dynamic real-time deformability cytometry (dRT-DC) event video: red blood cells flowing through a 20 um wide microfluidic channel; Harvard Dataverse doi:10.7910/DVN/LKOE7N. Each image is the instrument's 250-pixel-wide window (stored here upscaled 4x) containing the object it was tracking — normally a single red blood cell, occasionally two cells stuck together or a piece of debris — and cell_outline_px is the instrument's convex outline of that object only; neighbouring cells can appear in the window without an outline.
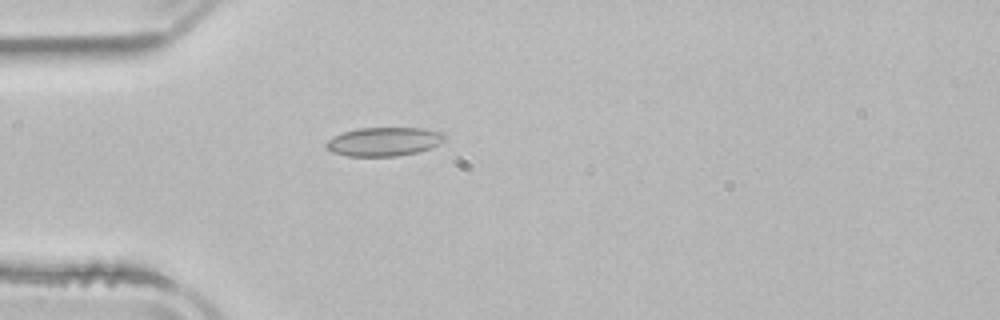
{"species": "common noctule bat (a hibernating species)", "species_latin": "Nyctalus noctula", "temperature_condition": "room temperature", "stored_images_in_passage": 4, "camera_frame_rate_fps": 3000, "um_per_image_px": 0.085, "animal": {"sex": "male", "body_mass_g": 21.5, "forearm_length_mm": 52.0}, "frame": {"image": 1, "passage_image": 4, "time_ms": 4.667, "image_size_px": [1000, 320], "cell_outline_px": [[448, 136], [440, 144], [416, 152], [396, 156], [348, 156], [332, 152], [324, 144], [328, 140], [344, 132], [356, 128], [424, 128], [444, 132]], "centroid_in_image_um": [32.68, 12.03], "position_along_channel_um": 52.3, "area_um2": 19.83}}